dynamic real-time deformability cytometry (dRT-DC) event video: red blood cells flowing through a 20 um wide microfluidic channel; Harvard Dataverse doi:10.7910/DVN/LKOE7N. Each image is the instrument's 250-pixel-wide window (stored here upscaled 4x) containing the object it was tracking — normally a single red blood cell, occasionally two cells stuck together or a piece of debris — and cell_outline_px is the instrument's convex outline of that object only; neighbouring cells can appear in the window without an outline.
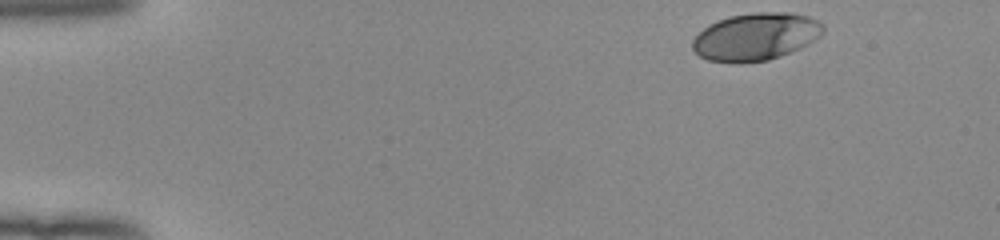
{"species": "human", "species_latin": "Homo sapiens", "temperature_condition": "room temperature", "stored_images_in_passage": 47, "camera_frame_rate_fps": 3000, "um_per_image_px": 0.085, "donor": {"sex": "female"}, "frame": {"image": 1, "passage_image": 1, "time_ms": 0.0, "image_size_px": [1000, 240], "cell_outline_px": [[824, 32], [816, 40], [800, 48], [780, 56], [768, 60], [708, 60], [700, 56], [692, 48], [692, 40], [708, 24], [716, 20], [728, 16], [756, 12], [792, 12], [808, 16], [820, 20], [824, 24]], "centroid_in_image_um": [64.3, 3.06], "position_along_channel_um": 20.7, "area_um2": 35.78}}
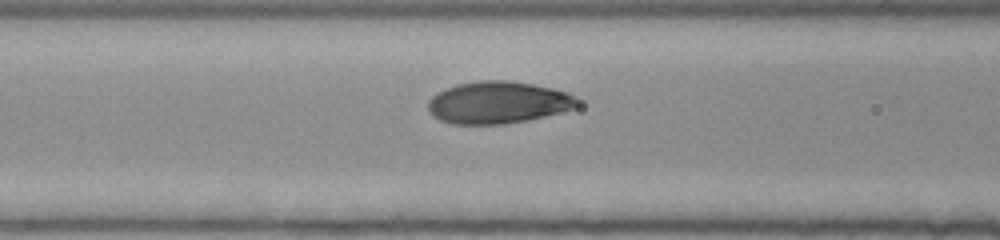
{"frame": {"image": 2, "passage_image": 17, "time_ms": 5.333, "image_size_px": [1000, 240], "cell_outline_px": [[584, 100], [576, 108], [544, 116], [504, 124], [452, 124], [440, 120], [432, 116], [428, 108], [428, 100], [436, 92], [444, 88], [456, 84], [480, 80], [508, 80], [532, 84], [552, 88], [568, 92]], "centroid_in_image_um": [42.35, 8.7], "position_along_channel_um": 124.3, "area_um2": 37.05}}
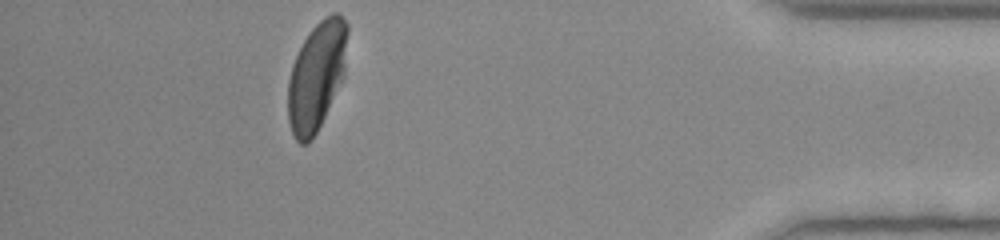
{"frame": {"image": 3, "passage_image": 42, "time_ms": 13.667, "image_size_px": [1000, 240], "cell_outline_px": [[348, 32], [344, 76], [316, 132], [308, 144], [300, 144], [296, 140], [292, 132], [288, 120], [288, 80], [292, 64], [304, 40], [312, 28], [324, 16], [332, 12], [340, 12], [348, 24]], "centroid_in_image_um": [26.92, 6.41], "position_along_channel_um": 408.3, "area_um2": 37.57}, "authors_computed_cell_mechanics": {"area_um2": 36.7608, "velocity_mm_per_s": 3.9548, "shape_relaxation_time_tau1_ms": 2.57, "shape_relaxation_time_tau2_ms": null, "deformation_change_tau1": 0.1598, "deformation_change_tau2": null}}